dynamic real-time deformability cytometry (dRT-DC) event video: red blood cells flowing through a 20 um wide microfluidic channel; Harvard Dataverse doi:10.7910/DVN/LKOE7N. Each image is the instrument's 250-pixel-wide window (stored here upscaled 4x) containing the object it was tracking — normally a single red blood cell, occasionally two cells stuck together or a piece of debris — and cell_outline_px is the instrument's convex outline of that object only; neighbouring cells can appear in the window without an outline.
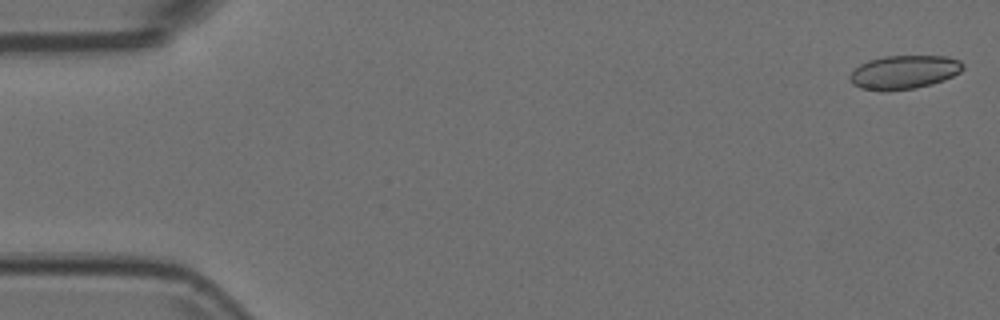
{"species": "Egyptian fruit bat (a non-hibernating species)", "species_latin": "Rousettus aegyptiacus", "temperature_condition": "room temperature", "stored_images_in_passage": 11, "camera_frame_rate_fps": 3000, "um_per_image_px": 0.085, "animal": {"sex": "female"}, "frame": {"image": 1, "passage_image": 1, "time_ms": 0.0, "image_size_px": [1000, 320], "cell_outline_px": [[964, 68], [960, 72], [944, 80], [932, 84], [916, 88], [884, 92], [880, 92], [860, 88], [852, 84], [848, 76], [860, 64], [868, 60], [884, 56], [948, 56], [960, 60], [964, 64]], "centroid_in_image_um": [76.83, 6.14], "position_along_channel_um": 8.2, "area_um2": 22.54}}